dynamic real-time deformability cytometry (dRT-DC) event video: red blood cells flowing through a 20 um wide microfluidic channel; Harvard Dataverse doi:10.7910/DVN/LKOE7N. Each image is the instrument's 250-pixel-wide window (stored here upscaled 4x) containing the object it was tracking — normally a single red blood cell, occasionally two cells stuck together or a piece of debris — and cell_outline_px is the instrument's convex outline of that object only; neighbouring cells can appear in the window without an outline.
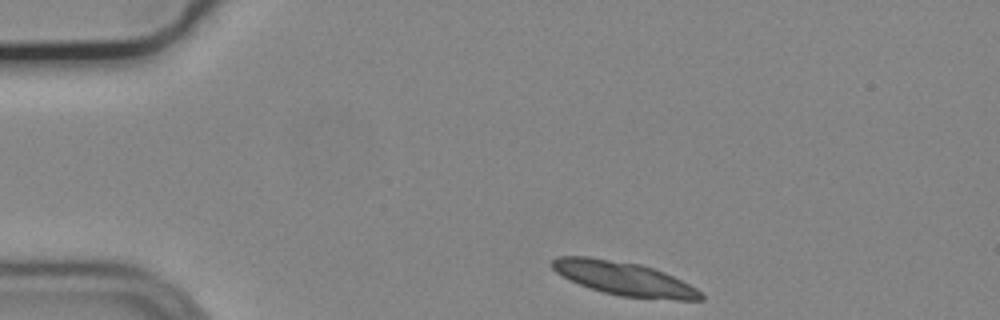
{"species": "common noctule bat (a hibernating species)", "species_latin": "Nyctalus noctula", "temperature_condition": "cold", "stored_images_in_passage": 40, "segment_of_instrument_passage": [1, 2], "camera_frame_rate_fps": 3000, "um_per_image_px": 0.085, "animal": {"sex": "male", "body_mass_g": 19.2, "forearm_length_mm": 51.8}, "frame": {"image": 1, "passage_image": 1, "time_ms": 0.0, "image_size_px": [1000, 320], "cell_outline_px": [[704, 300], [676, 300], [620, 296], [588, 288], [556, 272], [548, 264], [556, 256], [588, 256], [640, 264], [664, 272], [696, 288], [704, 296]], "centroid_in_image_um": [53.02, 23.67], "position_along_channel_um": 32.0, "area_um2": 29.02}}